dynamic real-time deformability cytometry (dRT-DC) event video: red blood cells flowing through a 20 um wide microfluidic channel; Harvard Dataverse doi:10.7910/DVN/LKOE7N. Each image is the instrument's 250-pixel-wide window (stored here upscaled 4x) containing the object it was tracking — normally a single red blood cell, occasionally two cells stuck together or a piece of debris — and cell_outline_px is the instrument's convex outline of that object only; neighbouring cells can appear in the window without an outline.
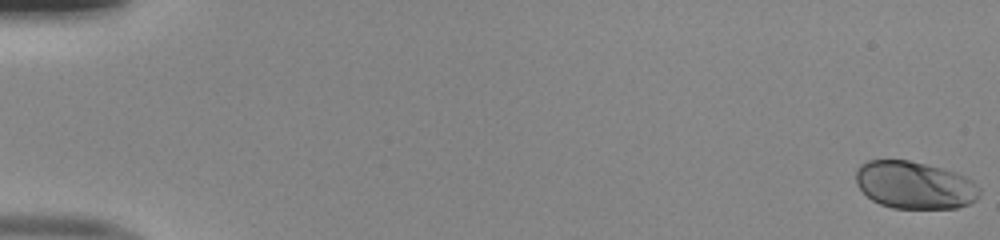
{"species": "human", "species_latin": "Homo sapiens", "temperature_condition": "room temperature", "stored_images_in_passage": 52, "camera_frame_rate_fps": 3000, "um_per_image_px": 0.085, "donor": {"sex": "male"}, "frame": {"image": 1, "passage_image": 1, "time_ms": 0.0, "image_size_px": [1000, 240], "cell_outline_px": [[980, 192], [976, 200], [968, 204], [956, 208], [892, 208], [880, 204], [872, 200], [856, 184], [856, 168], [860, 164], [868, 160], [908, 160], [940, 168], [964, 176], [972, 180], [980, 188]], "centroid_in_image_um": [77.72, 15.74], "position_along_channel_um": 7.3, "area_um2": 34.04}}
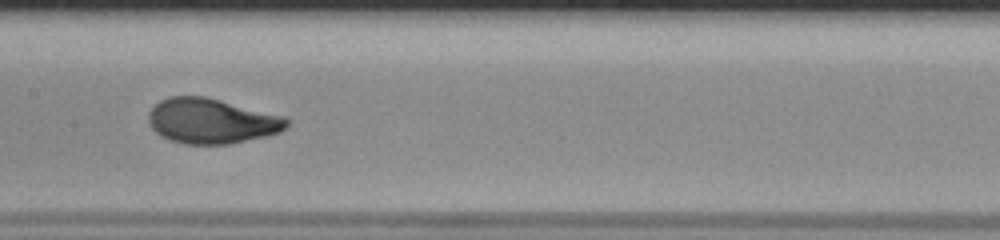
{"frame": {"image": 2, "passage_image": 28, "time_ms": 9.0, "image_size_px": [1000, 240], "cell_outline_px": [[288, 124], [280, 132], [264, 136], [228, 144], [184, 144], [168, 140], [160, 136], [148, 124], [148, 112], [160, 100], [172, 96], [204, 96], [284, 116], [288, 120]], "centroid_in_image_um": [17.93, 10.29], "position_along_channel_um": 189.5, "area_um2": 36.18}}
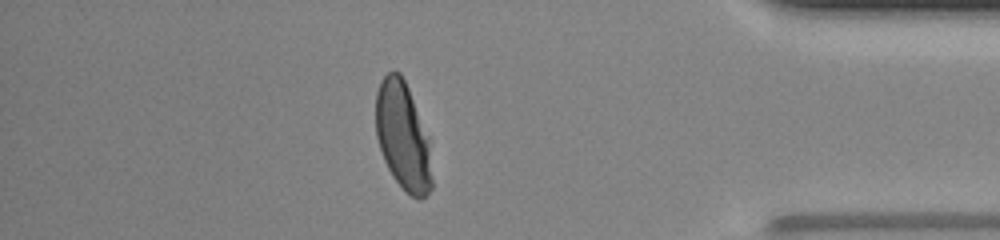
{"frame": {"image": 3, "passage_image": 46, "time_ms": 15.0, "image_size_px": [1000, 240], "cell_outline_px": [[432, 188], [420, 200], [416, 200], [392, 176], [384, 160], [376, 136], [376, 92], [380, 80], [388, 72], [400, 72], [408, 88], [428, 136], [432, 180]], "centroid_in_image_um": [34.23, 11.57], "position_along_channel_um": 401.0, "area_um2": 34.97}, "authors_computed_cell_mechanics": {"area_um2": 35.2869, "velocity_mm_per_s": 4.0241, "shape_relaxation_time_tau1_ms": 3.6018, "shape_relaxation_time_tau2_ms": null, "deformation_change_tau1": 0.1697, "deformation_change_tau2": null}}